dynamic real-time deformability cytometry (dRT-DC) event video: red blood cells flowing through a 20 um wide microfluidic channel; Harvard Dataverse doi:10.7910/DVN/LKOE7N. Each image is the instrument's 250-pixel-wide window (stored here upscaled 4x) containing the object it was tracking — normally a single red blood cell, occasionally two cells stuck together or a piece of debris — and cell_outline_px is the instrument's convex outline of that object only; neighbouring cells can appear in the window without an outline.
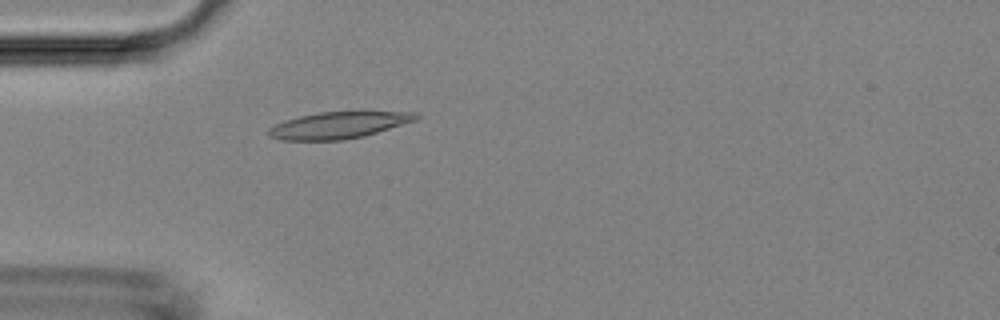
{"species": "Egyptian fruit bat (a non-hibernating species)", "species_latin": "Rousettus aegyptiacus", "temperature_condition": "room temperature", "stored_images_in_passage": 1, "camera_frame_rate_fps": 3000, "um_per_image_px": 0.085, "animal": {"sex": "female"}, "frame": {"image": 1, "passage_image": 1, "time_ms": 0.0, "image_size_px": [1000, 320], "cell_outline_px": [[420, 116], [416, 120], [364, 136], [344, 140], [280, 140], [268, 136], [268, 128], [284, 120], [300, 116], [320, 112], [416, 112]], "centroid_in_image_um": [28.74, 10.65], "position_along_channel_um": 56.3, "area_um2": 22.72}}